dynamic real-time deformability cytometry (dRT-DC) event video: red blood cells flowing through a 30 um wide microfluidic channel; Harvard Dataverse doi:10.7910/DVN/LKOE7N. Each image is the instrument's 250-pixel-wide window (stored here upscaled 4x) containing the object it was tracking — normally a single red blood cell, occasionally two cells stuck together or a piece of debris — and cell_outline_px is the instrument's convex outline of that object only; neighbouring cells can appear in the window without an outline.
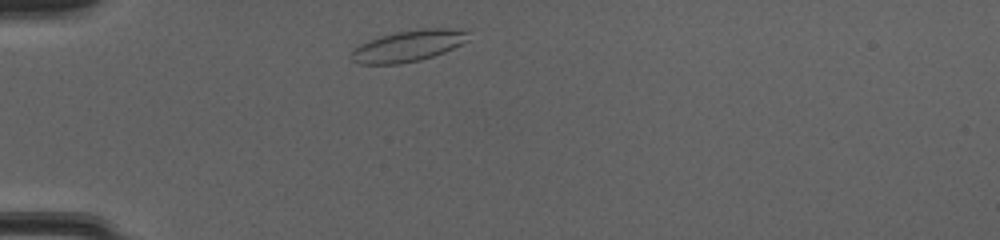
{"species": "common noctule bat (a hibernating species)", "species_latin": "Nyctalus noctula", "temperature_condition": "cold", "stored_images_in_passage": 38, "camera_frame_rate_fps": 3000, "um_per_image_px": 0.085, "animal": {"sex": "female", "body_mass_g": 20.0, "forearm_length_mm": 54.0}, "frame": {"image": 1, "passage_image": 2, "time_ms": 0.333, "image_size_px": [1000, 240], "cell_outline_px": [[468, 40], [444, 52], [420, 60], [400, 64], [360, 64], [352, 60], [352, 52], [360, 44], [368, 40], [380, 36], [396, 32], [424, 28], [468, 28]], "centroid_in_image_um": [34.75, 3.88], "position_along_channel_um": 50.3, "area_um2": 21.33}}
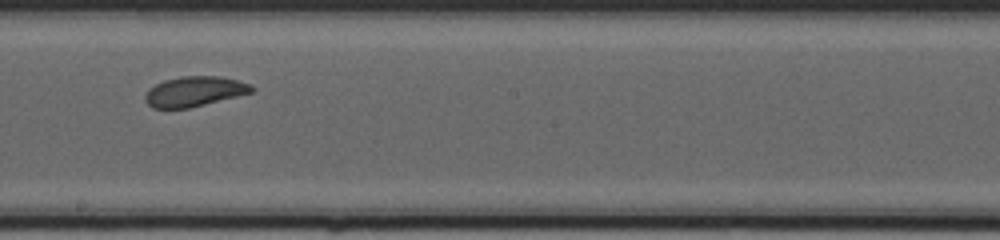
{"frame": {"image": 2, "passage_image": 17, "time_ms": 5.333, "image_size_px": [1000, 240], "cell_outline_px": [[256, 88], [252, 92], [188, 108], [152, 108], [144, 100], [144, 96], [148, 88], [164, 80], [180, 76], [220, 76], [252, 84]], "centroid_in_image_um": [16.5, 7.76], "position_along_channel_um": 231.7, "area_um2": 18.61}}
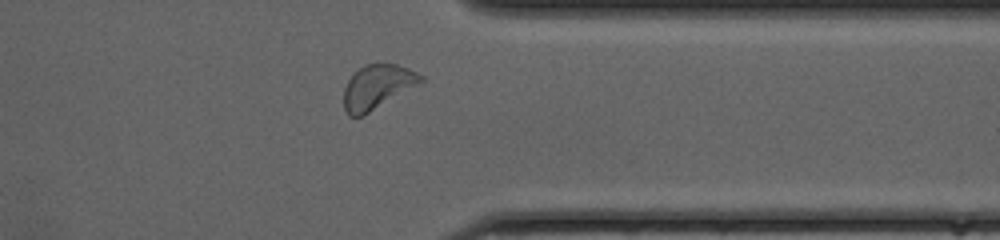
{"frame": {"image": 3, "passage_image": 28, "time_ms": 9.0, "image_size_px": [1000, 240], "cell_outline_px": [[424, 84], [360, 116], [348, 116], [344, 108], [344, 88], [348, 80], [364, 64], [396, 64], [408, 68], [424, 76]], "centroid_in_image_um": [32.14, 7.38], "position_along_channel_um": 379.3, "area_um2": 19.94}, "authors_computed_cell_mechanics": {"area_um2": 19.652, "velocity_mm_per_s": 4.0885, "shape_relaxation_time_tau1_ms": 2.2611, "shape_relaxation_time_tau2_ms": 2.1981, "deformation_change_tau1": 0.1252, "deformation_change_tau2": 0.0758}}